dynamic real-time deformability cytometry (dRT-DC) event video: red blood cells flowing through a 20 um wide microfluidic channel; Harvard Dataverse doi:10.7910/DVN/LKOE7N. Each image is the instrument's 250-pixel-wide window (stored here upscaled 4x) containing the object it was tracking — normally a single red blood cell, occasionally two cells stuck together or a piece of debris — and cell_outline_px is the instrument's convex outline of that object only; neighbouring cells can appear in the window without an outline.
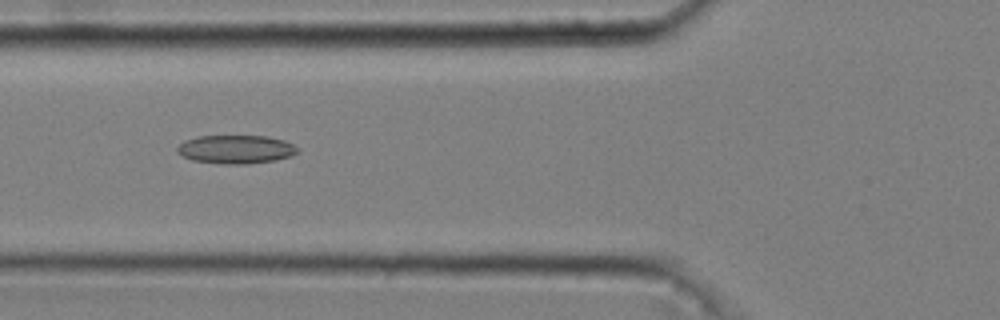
{"species": "common noctule bat (a hibernating species)", "species_latin": "Nyctalus noctula", "temperature_condition": "cold", "stored_images_in_passage": 35, "camera_frame_rate_fps": 3000, "um_per_image_px": 0.085, "animal": {"sex": "male", "body_mass_g": 20.4}, "frame": {"image": 1, "passage_image": 5, "time_ms": 1.333, "image_size_px": [1000, 320], "cell_outline_px": [[296, 152], [292, 156], [276, 160], [248, 164], [224, 164], [192, 160], [176, 152], [176, 148], [184, 140], [196, 136], [268, 136], [284, 140], [292, 144], [296, 148]], "centroid_in_image_um": [20.02, 12.69], "position_along_channel_um": 105.8, "area_um2": 20.0}}
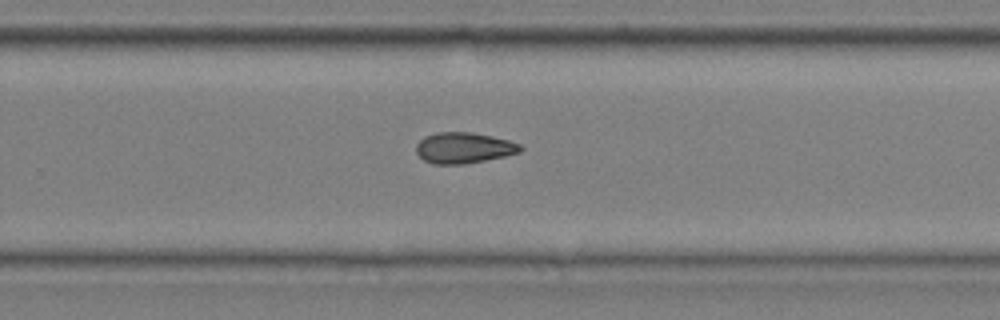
{"frame": {"image": 2, "passage_image": 20, "time_ms": 6.333, "image_size_px": [1000, 320], "cell_outline_px": [[524, 148], [520, 152], [504, 156], [464, 164], [432, 164], [424, 160], [416, 152], [416, 144], [424, 136], [436, 132], [472, 132], [492, 136], [508, 140], [520, 144]], "centroid_in_image_um": [39.41, 12.56], "position_along_channel_um": 290.4, "area_um2": 18.79}}
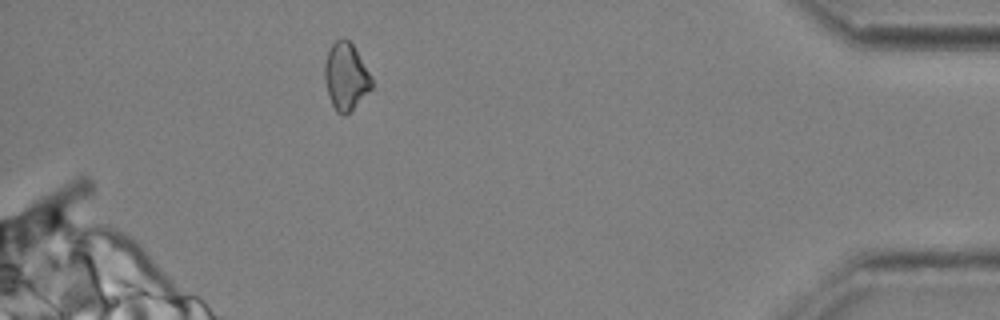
{"frame": {"image": 3, "passage_image": 33, "time_ms": 10.667, "image_size_px": [1000, 320], "cell_outline_px": [[372, 88], [344, 116], [336, 112], [328, 96], [324, 76], [324, 64], [328, 52], [332, 44], [336, 40], [344, 36], [352, 44], [372, 76]], "centroid_in_image_um": [29.38, 6.48], "position_along_channel_um": 405.8, "area_um2": 18.26}, "authors_computed_cell_mechanics": {"area_um2": 18.6116, "velocity_mm_per_s": 3.698, "shape_relaxation_time_tau1_ms": null, "shape_relaxation_time_tau2_ms": 8.141, "deformation_change_tau1": null, "deformation_change_tau2": 0.1569}}